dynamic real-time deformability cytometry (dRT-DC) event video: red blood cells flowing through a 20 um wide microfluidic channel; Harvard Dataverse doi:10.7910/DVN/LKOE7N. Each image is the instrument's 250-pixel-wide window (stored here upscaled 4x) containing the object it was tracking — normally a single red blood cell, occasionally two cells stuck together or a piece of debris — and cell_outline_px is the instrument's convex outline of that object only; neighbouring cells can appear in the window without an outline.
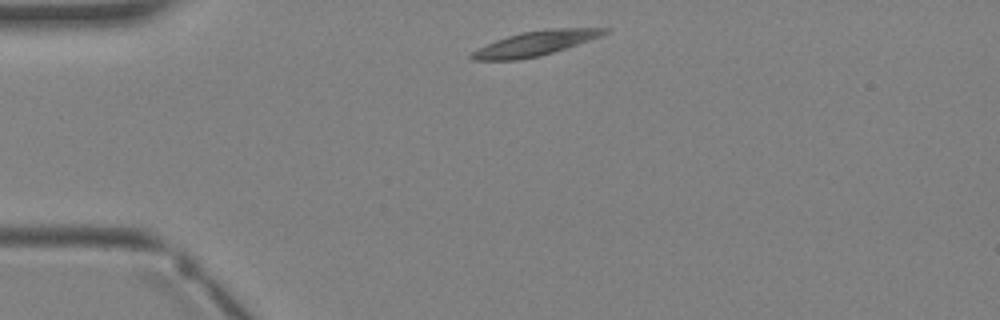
{"species": "Egyptian fruit bat (a non-hibernating species)", "species_latin": "Rousettus aegyptiacus", "temperature_condition": "warm", "stored_images_in_passage": 2, "camera_frame_rate_fps": 3000, "um_per_image_px": 0.085, "animal": {"sex": "female"}, "frame": {"image": 1, "passage_image": 2, "time_ms": 1.0, "image_size_px": [1000, 320], "cell_outline_px": [[612, 28], [608, 32], [600, 36], [540, 56], [516, 60], [472, 60], [468, 56], [472, 52], [496, 40], [508, 36], [524, 32], [552, 28]], "centroid_in_image_um": [45.49, 3.69], "position_along_channel_um": 39.5, "area_um2": 18.61}}